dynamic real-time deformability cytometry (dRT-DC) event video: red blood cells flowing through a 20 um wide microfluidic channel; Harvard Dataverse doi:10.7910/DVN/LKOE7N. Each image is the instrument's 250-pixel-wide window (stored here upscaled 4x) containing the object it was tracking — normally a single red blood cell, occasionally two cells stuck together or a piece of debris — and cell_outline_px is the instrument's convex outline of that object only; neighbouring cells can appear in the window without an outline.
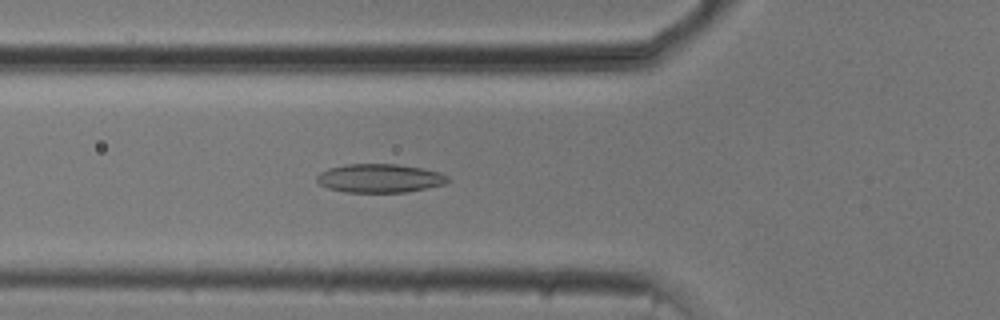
{"species": "common noctule bat (a hibernating species)", "species_latin": "Nyctalus noctula", "temperature_condition": "cold", "stored_images_in_passage": 36, "camera_frame_rate_fps": 3000, "um_per_image_px": 0.085, "animal": {"sex": "male", "body_mass_g": 20.5, "forearm_length_mm": 52.5}, "frame": {"image": 1, "passage_image": 9, "time_ms": 2.667, "image_size_px": [1000, 320], "cell_outline_px": [[448, 180], [444, 184], [408, 192], [344, 192], [328, 188], [320, 184], [316, 180], [316, 176], [320, 172], [328, 168], [344, 164], [396, 164], [420, 168], [440, 172], [448, 176]], "centroid_in_image_um": [32.24, 15.15], "position_along_channel_um": 93.6, "area_um2": 21.85}}
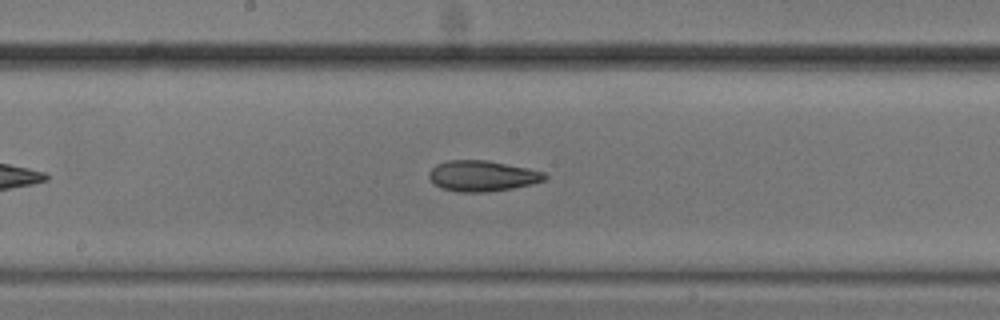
{"frame": {"image": 2, "passage_image": 18, "time_ms": 5.667, "image_size_px": [1000, 320], "cell_outline_px": [[548, 176], [544, 180], [532, 184], [512, 188], [484, 192], [460, 192], [440, 188], [428, 176], [428, 172], [436, 164], [448, 160], [488, 160], [528, 168], [544, 172]], "centroid_in_image_um": [40.99, 14.94], "position_along_channel_um": 207.2, "area_um2": 20.69}}
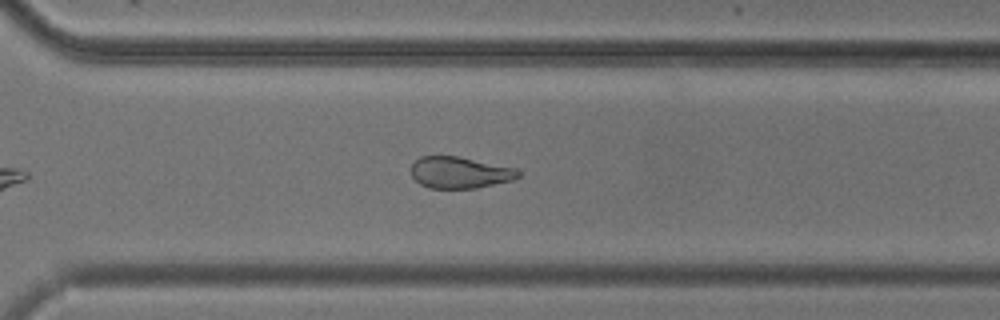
{"frame": {"image": 3, "passage_image": 28, "time_ms": 9.0, "image_size_px": [1000, 320], "cell_outline_px": [[520, 176], [512, 180], [476, 188], [428, 188], [420, 184], [412, 176], [408, 168], [420, 156], [460, 156], [512, 168], [520, 172]], "centroid_in_image_um": [39.01, 14.66], "position_along_channel_um": 331.6, "area_um2": 19.65}, "authors_computed_cell_mechanics": {"area_um2": 20.9236, "velocity_mm_per_s": 3.7524, "shape_relaxation_time_tau1_ms": 8.8825, "shape_relaxation_time_tau2_ms": 4.7426, "deformation_change_tau1": 0.1649, "deformation_change_tau2": 0.1124}}